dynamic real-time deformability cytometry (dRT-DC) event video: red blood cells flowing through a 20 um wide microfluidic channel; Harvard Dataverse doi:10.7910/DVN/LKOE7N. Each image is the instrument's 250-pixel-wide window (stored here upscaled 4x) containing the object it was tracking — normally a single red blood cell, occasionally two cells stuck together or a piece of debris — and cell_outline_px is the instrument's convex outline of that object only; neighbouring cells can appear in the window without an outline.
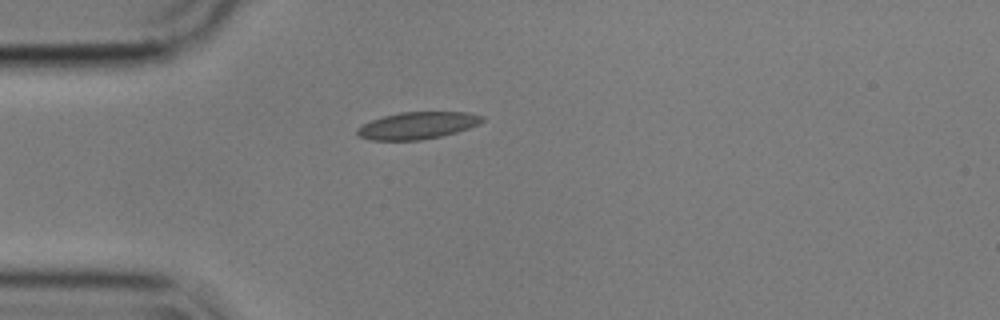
{"species": "common noctule bat (a hibernating species)", "species_latin": "Nyctalus noctula", "temperature_condition": "cold", "stored_images_in_passage": 17, "camera_frame_rate_fps": 3000, "um_per_image_px": 0.085, "animal": {"sex": "male", "body_mass_g": 17.9}, "frame": {"image": 1, "passage_image": 1, "time_ms": 0.0, "image_size_px": [1000, 320], "cell_outline_px": [[484, 120], [480, 124], [456, 132], [440, 136], [420, 140], [368, 140], [360, 136], [356, 132], [356, 128], [372, 120], [384, 116], [400, 112], [468, 112], [484, 116]], "centroid_in_image_um": [35.5, 10.66], "position_along_channel_um": 49.5, "area_um2": 19.65}}
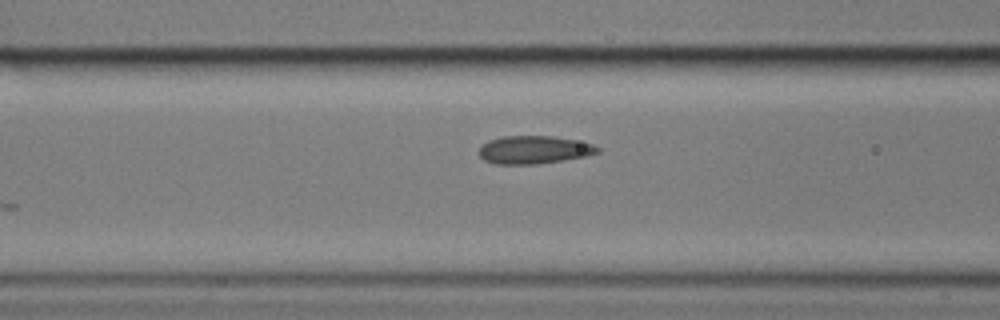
{"frame": {"image": 2, "passage_image": 8, "time_ms": 2.333, "image_size_px": [1000, 320], "cell_outline_px": [[600, 152], [584, 156], [536, 164], [496, 164], [484, 160], [480, 156], [480, 148], [488, 140], [504, 136], [552, 136], [592, 144], [600, 148]], "centroid_in_image_um": [45.36, 12.73], "position_along_channel_um": 121.2, "area_um2": 18.96}}
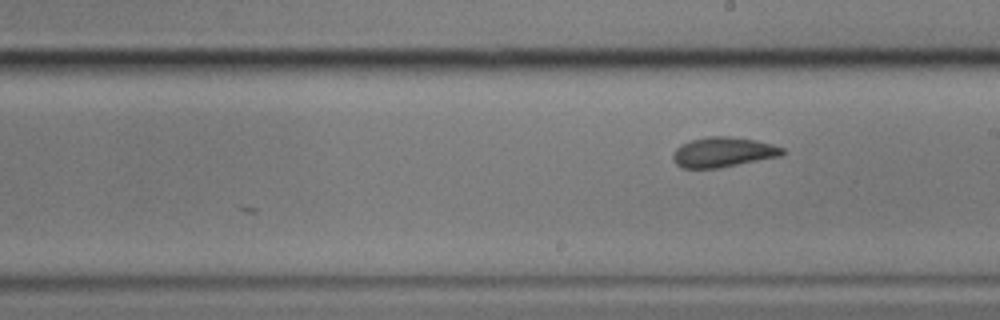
{"frame": {"image": 3, "passage_image": 17, "time_ms": 5.333, "image_size_px": [1000, 320], "cell_outline_px": [[784, 156], [720, 168], [680, 168], [676, 164], [672, 156], [676, 148], [680, 144], [688, 140], [708, 136], [728, 136], [756, 140], [772, 144], [784, 148]], "centroid_in_image_um": [61.47, 12.93], "position_along_channel_um": 227.5, "area_um2": 19.48}}